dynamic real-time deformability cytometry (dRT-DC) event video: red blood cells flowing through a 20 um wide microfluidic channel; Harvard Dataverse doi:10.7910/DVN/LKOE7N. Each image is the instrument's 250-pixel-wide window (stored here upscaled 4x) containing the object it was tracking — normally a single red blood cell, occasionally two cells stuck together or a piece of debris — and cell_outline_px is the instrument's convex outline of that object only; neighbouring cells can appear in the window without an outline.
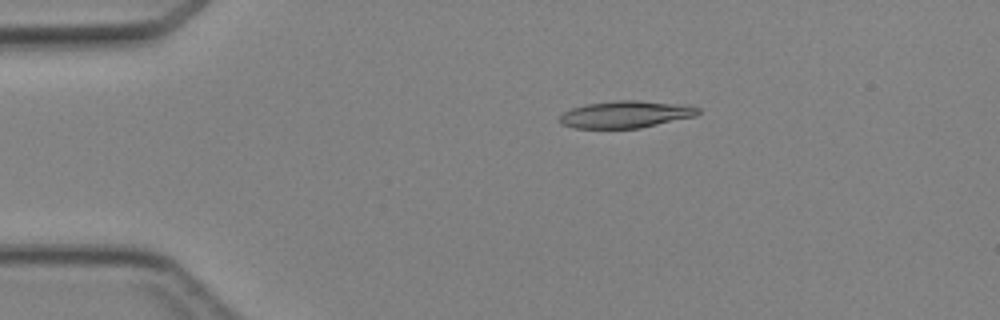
{"species": "Egyptian fruit bat (a non-hibernating species)", "species_latin": "Rousettus aegyptiacus", "temperature_condition": "cold", "stored_images_in_passage": 3, "camera_frame_rate_fps": 3000, "um_per_image_px": 0.085, "animal": {"sex": "female"}, "frame": {"image": 1, "passage_image": 2, "time_ms": 1.0, "image_size_px": [1000, 320], "cell_outline_px": [[700, 112], [696, 116], [640, 128], [572, 128], [560, 124], [560, 116], [564, 112], [572, 108], [588, 104], [616, 100], [636, 100], [688, 104], [700, 108]], "centroid_in_image_um": [53.23, 9.72], "position_along_channel_um": 31.8, "area_um2": 21.96}}
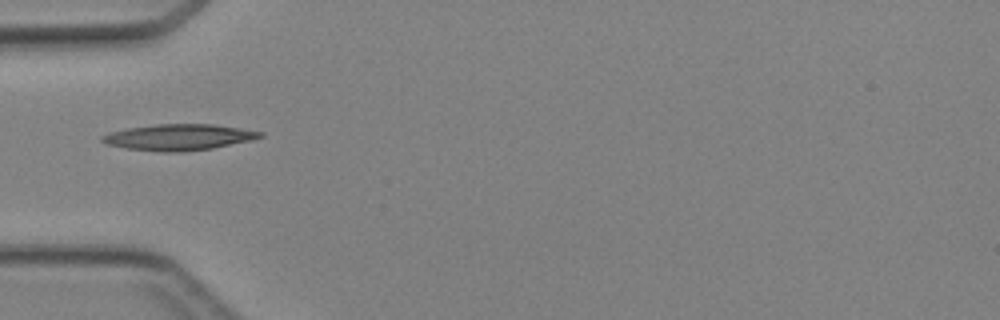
{"frame": {"image": 2, "passage_image": 3, "time_ms": 3.0, "image_size_px": [1000, 320], "cell_outline_px": [[264, 136], [252, 140], [212, 148], [184, 152], [164, 152], [128, 148], [104, 144], [100, 140], [100, 136], [108, 132], [128, 128], [156, 124], [212, 124], [264, 132]], "centroid_in_image_um": [15.16, 11.66], "position_along_channel_um": 69.8, "area_um2": 24.04}}